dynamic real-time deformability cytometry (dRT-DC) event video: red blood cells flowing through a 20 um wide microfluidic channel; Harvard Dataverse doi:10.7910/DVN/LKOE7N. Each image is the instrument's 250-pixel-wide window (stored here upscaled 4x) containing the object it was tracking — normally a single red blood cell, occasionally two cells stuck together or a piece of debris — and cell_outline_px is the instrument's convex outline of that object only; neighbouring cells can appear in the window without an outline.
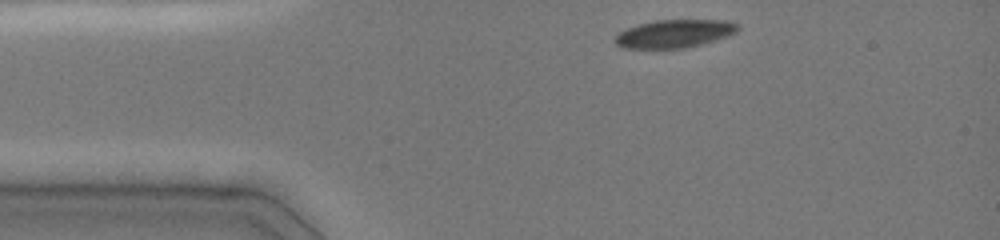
{"species": "common noctule bat (a hibernating species)", "species_latin": "Nyctalus noctula", "temperature_condition": "cold", "stored_images_in_passage": 34, "camera_frame_rate_fps": 3000, "um_per_image_px": 0.085, "animal": {"sex": "female", "body_mass_g": 19.0, "forearm_length_mm": 51.5}, "frame": {"image": 1, "passage_image": 1, "time_ms": 0.0, "image_size_px": [1000, 240], "cell_outline_px": [[740, 28], [736, 32], [728, 36], [716, 40], [688, 48], [624, 48], [616, 44], [616, 36], [620, 32], [628, 28], [640, 24], [656, 20], [724, 20], [740, 24]], "centroid_in_image_um": [57.39, 2.86], "position_along_channel_um": 27.6, "area_um2": 20.0}}
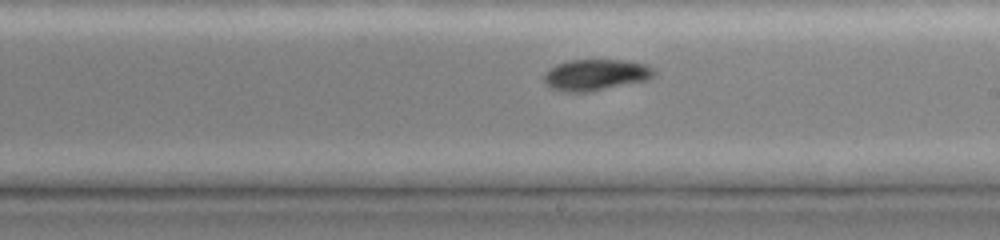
{"frame": {"image": 2, "passage_image": 20, "time_ms": 6.333, "image_size_px": [1000, 240], "cell_outline_px": [[656, 76], [648, 80], [588, 92], [564, 92], [552, 88], [544, 80], [544, 72], [548, 68], [556, 64], [568, 60], [628, 60], [644, 64], [656, 68]], "centroid_in_image_um": [50.67, 6.35], "position_along_channel_um": 238.3, "area_um2": 20.29}}
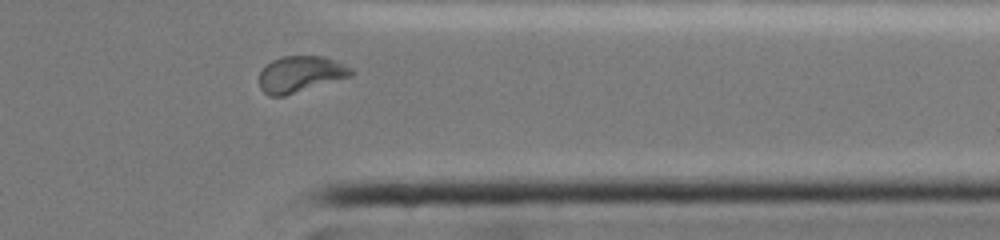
{"frame": {"image": 3, "passage_image": 31, "time_ms": 10.0, "image_size_px": [1000, 240], "cell_outline_px": [[356, 72], [352, 76], [284, 96], [268, 96], [260, 88], [260, 72], [272, 60], [280, 56], [324, 56], [344, 64], [352, 68]], "centroid_in_image_um": [25.56, 6.3], "position_along_channel_um": 385.8, "area_um2": 19.42}, "authors_computed_cell_mechanics": {"area_um2": 20.4901, "velocity_mm_per_s": 3.9983, "shape_relaxation_time_tau1_ms": 3.4377, "shape_relaxation_time_tau2_ms": null, "deformation_change_tau1": 0.1434, "deformation_change_tau2": null}}